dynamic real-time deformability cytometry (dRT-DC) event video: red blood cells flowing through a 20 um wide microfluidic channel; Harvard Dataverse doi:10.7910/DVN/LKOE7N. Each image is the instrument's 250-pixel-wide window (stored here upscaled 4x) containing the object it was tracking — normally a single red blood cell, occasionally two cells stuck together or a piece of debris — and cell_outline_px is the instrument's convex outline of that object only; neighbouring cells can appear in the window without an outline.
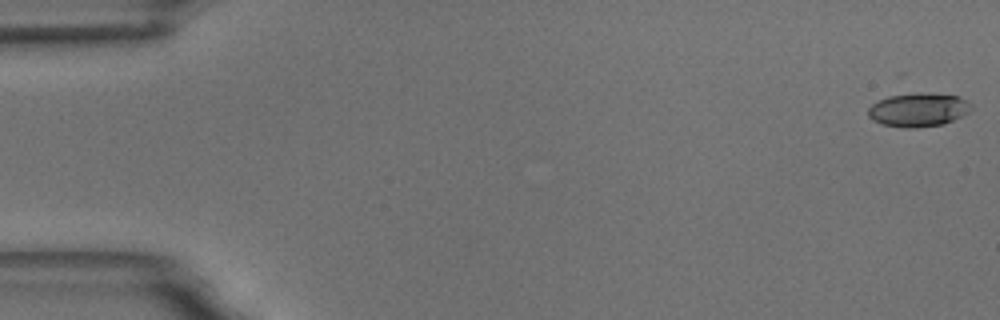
{"species": "common noctule bat (a hibernating species)", "species_latin": "Nyctalus noctula", "temperature_condition": "room temperature", "stored_images_in_passage": 8, "camera_frame_rate_fps": 3000, "um_per_image_px": 0.085, "animal": {"sex": "male", "body_mass_g": 18.8}, "frame": {"image": 1, "passage_image": 1, "time_ms": 0.0, "image_size_px": [1000, 320], "cell_outline_px": [[972, 108], [968, 112], [944, 124], [912, 128], [904, 128], [884, 124], [872, 120], [868, 116], [868, 108], [872, 104], [888, 96], [916, 92], [956, 96], [972, 104]], "centroid_in_image_um": [78.03, 9.33], "position_along_channel_um": 7.0, "area_um2": 20.0}}
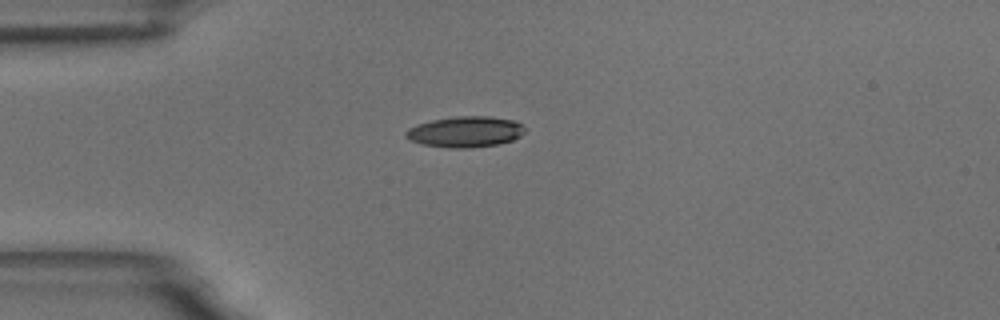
{"frame": {"image": 2, "passage_image": 5, "time_ms": 4.667, "image_size_px": [1000, 320], "cell_outline_px": [[524, 132], [520, 136], [512, 140], [496, 144], [468, 148], [452, 148], [424, 144], [412, 140], [404, 136], [404, 132], [408, 128], [416, 124], [432, 120], [456, 116], [492, 116], [516, 120], [524, 128]], "centroid_in_image_um": [39.55, 11.18], "position_along_channel_um": 45.5, "area_um2": 21.33}}
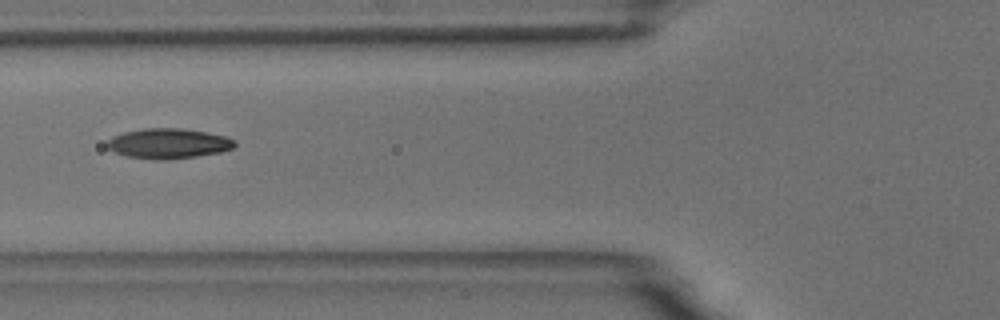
{"frame": {"image": 3, "passage_image": 7, "time_ms": 7.0, "image_size_px": [1000, 320], "cell_outline_px": [[236, 144], [232, 148], [220, 152], [196, 156], [168, 160], [156, 160], [124, 156], [112, 152], [108, 148], [108, 140], [112, 136], [124, 132], [144, 128], [180, 128], [208, 132], [224, 136], [236, 140]], "centroid_in_image_um": [14.29, 12.2], "position_along_channel_um": 111.5, "area_um2": 22.54}}